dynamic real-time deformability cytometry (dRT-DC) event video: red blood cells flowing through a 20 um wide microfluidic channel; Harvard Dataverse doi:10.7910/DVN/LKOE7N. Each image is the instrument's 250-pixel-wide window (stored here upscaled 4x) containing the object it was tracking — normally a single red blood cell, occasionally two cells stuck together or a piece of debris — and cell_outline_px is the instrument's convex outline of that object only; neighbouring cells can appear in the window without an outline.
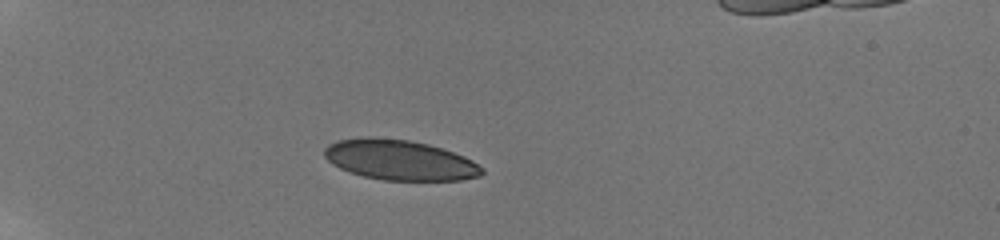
{"species": "human", "species_latin": "Homo sapiens", "temperature_condition": "room temperature", "stored_images_in_passage": 26, "camera_frame_rate_fps": 3000, "um_per_image_px": 0.085, "donor": {"sex": "male"}, "frame": {"image": 1, "passage_image": 1, "time_ms": 0.0, "image_size_px": [1000, 240], "cell_outline_px": [[484, 172], [480, 176], [460, 180], [384, 180], [364, 176], [340, 168], [332, 164], [324, 156], [324, 148], [328, 144], [336, 140], [368, 136], [376, 136], [408, 140], [428, 144], [464, 156], [472, 160], [484, 168]], "centroid_in_image_um": [33.96, 13.59], "position_along_channel_um": 51.0, "area_um2": 36.99}}
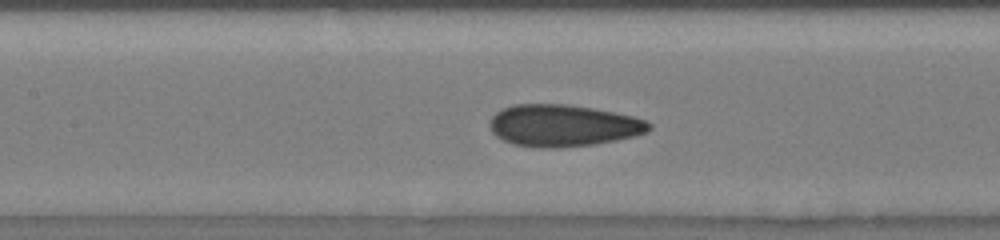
{"frame": {"image": 2, "passage_image": 9, "time_ms": 4.0, "image_size_px": [1000, 240], "cell_outline_px": [[652, 128], [648, 132], [636, 136], [596, 144], [556, 148], [540, 148], [512, 144], [496, 136], [488, 128], [488, 124], [492, 116], [496, 112], [504, 108], [516, 104], [568, 104], [592, 108], [632, 116], [644, 120], [652, 124]], "centroid_in_image_um": [47.85, 10.68], "position_along_channel_um": 159.6, "area_um2": 39.07}}
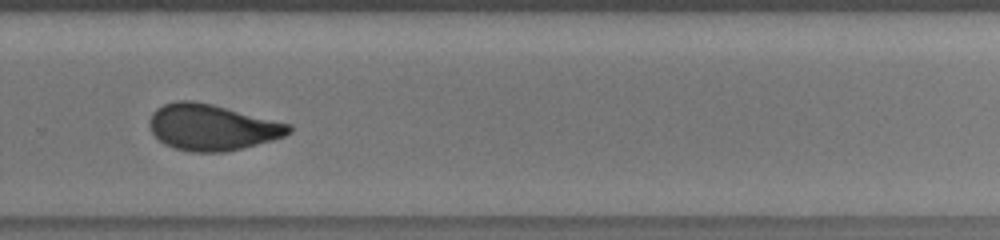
{"frame": {"image": 3, "passage_image": 17, "time_ms": 8.0, "image_size_px": [1000, 240], "cell_outline_px": [[292, 132], [284, 136], [272, 140], [244, 148], [224, 152], [192, 152], [172, 148], [164, 144], [152, 132], [148, 124], [148, 120], [152, 112], [156, 108], [164, 104], [176, 100], [192, 100], [212, 104], [292, 124]], "centroid_in_image_um": [18.01, 10.82], "position_along_channel_um": 311.8, "area_um2": 37.74}, "authors_computed_cell_mechanics": {"area_um2": 37.8012, "velocity_mm_per_s": 3.8167, "shape_relaxation_time_tau1_ms": 7.7356, "shape_relaxation_time_tau2_ms": 0.8877, "deformation_change_tau1": 0.1645, "deformation_change_tau2": 0.04}}